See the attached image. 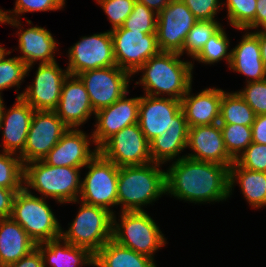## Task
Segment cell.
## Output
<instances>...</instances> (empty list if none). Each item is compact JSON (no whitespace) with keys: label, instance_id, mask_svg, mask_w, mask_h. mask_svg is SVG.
I'll use <instances>...</instances> for the list:
<instances>
[{"label":"cell","instance_id":"30bf717a","mask_svg":"<svg viewBox=\"0 0 266 267\" xmlns=\"http://www.w3.org/2000/svg\"><path fill=\"white\" fill-rule=\"evenodd\" d=\"M84 83L94 112L129 93L132 75L118 66L88 70L77 75Z\"/></svg>","mask_w":266,"mask_h":267},{"label":"cell","instance_id":"681fc988","mask_svg":"<svg viewBox=\"0 0 266 267\" xmlns=\"http://www.w3.org/2000/svg\"><path fill=\"white\" fill-rule=\"evenodd\" d=\"M12 51L6 50L2 45H0V62L6 57V55H10Z\"/></svg>","mask_w":266,"mask_h":267},{"label":"cell","instance_id":"5bb4252c","mask_svg":"<svg viewBox=\"0 0 266 267\" xmlns=\"http://www.w3.org/2000/svg\"><path fill=\"white\" fill-rule=\"evenodd\" d=\"M98 150L118 167L141 166L152 162L150 143L138 123L114 134Z\"/></svg>","mask_w":266,"mask_h":267},{"label":"cell","instance_id":"4dcf8cb0","mask_svg":"<svg viewBox=\"0 0 266 267\" xmlns=\"http://www.w3.org/2000/svg\"><path fill=\"white\" fill-rule=\"evenodd\" d=\"M221 27V23L217 20H198L189 31L180 55L183 56L186 53L194 61L205 43Z\"/></svg>","mask_w":266,"mask_h":267},{"label":"cell","instance_id":"9c48e42d","mask_svg":"<svg viewBox=\"0 0 266 267\" xmlns=\"http://www.w3.org/2000/svg\"><path fill=\"white\" fill-rule=\"evenodd\" d=\"M138 125L150 143L171 129H189L181 101L173 98L141 95Z\"/></svg>","mask_w":266,"mask_h":267},{"label":"cell","instance_id":"c3c4849f","mask_svg":"<svg viewBox=\"0 0 266 267\" xmlns=\"http://www.w3.org/2000/svg\"><path fill=\"white\" fill-rule=\"evenodd\" d=\"M254 33L259 37L261 58L266 68V29H259L254 31Z\"/></svg>","mask_w":266,"mask_h":267},{"label":"cell","instance_id":"8d00e7d4","mask_svg":"<svg viewBox=\"0 0 266 267\" xmlns=\"http://www.w3.org/2000/svg\"><path fill=\"white\" fill-rule=\"evenodd\" d=\"M27 72V65L17 56L7 58L0 62V96L2 91L12 87L20 88Z\"/></svg>","mask_w":266,"mask_h":267},{"label":"cell","instance_id":"f1b7e54d","mask_svg":"<svg viewBox=\"0 0 266 267\" xmlns=\"http://www.w3.org/2000/svg\"><path fill=\"white\" fill-rule=\"evenodd\" d=\"M188 132L189 129H171L153 139L150 142L152 162L167 164L186 157L185 154L182 156L179 154L187 147Z\"/></svg>","mask_w":266,"mask_h":267},{"label":"cell","instance_id":"1f68e13d","mask_svg":"<svg viewBox=\"0 0 266 267\" xmlns=\"http://www.w3.org/2000/svg\"><path fill=\"white\" fill-rule=\"evenodd\" d=\"M230 39L228 38L224 27L222 26L210 39L205 43L202 50L194 58L199 63L214 65L221 60H225L228 68L231 62V51L229 50ZM229 51V52H228Z\"/></svg>","mask_w":266,"mask_h":267},{"label":"cell","instance_id":"4316f807","mask_svg":"<svg viewBox=\"0 0 266 267\" xmlns=\"http://www.w3.org/2000/svg\"><path fill=\"white\" fill-rule=\"evenodd\" d=\"M236 184H239L242 195L252 208L266 206V172L242 168L234 161L229 167V196Z\"/></svg>","mask_w":266,"mask_h":267},{"label":"cell","instance_id":"60d3db41","mask_svg":"<svg viewBox=\"0 0 266 267\" xmlns=\"http://www.w3.org/2000/svg\"><path fill=\"white\" fill-rule=\"evenodd\" d=\"M256 115L266 114V79L250 82L237 91Z\"/></svg>","mask_w":266,"mask_h":267},{"label":"cell","instance_id":"3957f363","mask_svg":"<svg viewBox=\"0 0 266 267\" xmlns=\"http://www.w3.org/2000/svg\"><path fill=\"white\" fill-rule=\"evenodd\" d=\"M162 165L151 162L141 166L119 167L117 197L121 212L144 211L143 207L154 204L152 202L166 194Z\"/></svg>","mask_w":266,"mask_h":267},{"label":"cell","instance_id":"6da1fadb","mask_svg":"<svg viewBox=\"0 0 266 267\" xmlns=\"http://www.w3.org/2000/svg\"><path fill=\"white\" fill-rule=\"evenodd\" d=\"M166 195L184 202H223L229 196V167L187 157L173 161L165 171Z\"/></svg>","mask_w":266,"mask_h":267},{"label":"cell","instance_id":"277c9868","mask_svg":"<svg viewBox=\"0 0 266 267\" xmlns=\"http://www.w3.org/2000/svg\"><path fill=\"white\" fill-rule=\"evenodd\" d=\"M82 168L48 165L43 160L24 164L23 188L37 191L40 197L52 198L60 204L79 199ZM31 187V188H30Z\"/></svg>","mask_w":266,"mask_h":267},{"label":"cell","instance_id":"4fadbf2b","mask_svg":"<svg viewBox=\"0 0 266 267\" xmlns=\"http://www.w3.org/2000/svg\"><path fill=\"white\" fill-rule=\"evenodd\" d=\"M67 130L55 111L35 110L24 150L19 154L22 163L43 160Z\"/></svg>","mask_w":266,"mask_h":267},{"label":"cell","instance_id":"9a60e30c","mask_svg":"<svg viewBox=\"0 0 266 267\" xmlns=\"http://www.w3.org/2000/svg\"><path fill=\"white\" fill-rule=\"evenodd\" d=\"M198 19L182 0H171L157 18V44L160 52L181 53L187 35Z\"/></svg>","mask_w":266,"mask_h":267},{"label":"cell","instance_id":"d6a6232c","mask_svg":"<svg viewBox=\"0 0 266 267\" xmlns=\"http://www.w3.org/2000/svg\"><path fill=\"white\" fill-rule=\"evenodd\" d=\"M220 128L227 153L235 161L252 143L251 126L220 124Z\"/></svg>","mask_w":266,"mask_h":267},{"label":"cell","instance_id":"bcb514c9","mask_svg":"<svg viewBox=\"0 0 266 267\" xmlns=\"http://www.w3.org/2000/svg\"><path fill=\"white\" fill-rule=\"evenodd\" d=\"M259 28L266 29V0L256 1L255 19L244 30L256 31Z\"/></svg>","mask_w":266,"mask_h":267},{"label":"cell","instance_id":"ab89813d","mask_svg":"<svg viewBox=\"0 0 266 267\" xmlns=\"http://www.w3.org/2000/svg\"><path fill=\"white\" fill-rule=\"evenodd\" d=\"M235 162L245 169L266 172V145L252 142Z\"/></svg>","mask_w":266,"mask_h":267},{"label":"cell","instance_id":"ffe728a7","mask_svg":"<svg viewBox=\"0 0 266 267\" xmlns=\"http://www.w3.org/2000/svg\"><path fill=\"white\" fill-rule=\"evenodd\" d=\"M54 111L71 129H79L92 114L95 116L86 87L78 76L68 75L64 80Z\"/></svg>","mask_w":266,"mask_h":267},{"label":"cell","instance_id":"8992f818","mask_svg":"<svg viewBox=\"0 0 266 267\" xmlns=\"http://www.w3.org/2000/svg\"><path fill=\"white\" fill-rule=\"evenodd\" d=\"M71 203H79V211L71 224L68 223L70 227L61 230V237L70 244L88 249L95 255L112 239L113 214L105 208L80 200Z\"/></svg>","mask_w":266,"mask_h":267},{"label":"cell","instance_id":"f546056e","mask_svg":"<svg viewBox=\"0 0 266 267\" xmlns=\"http://www.w3.org/2000/svg\"><path fill=\"white\" fill-rule=\"evenodd\" d=\"M256 118L253 109L235 92H224L220 104L219 124L252 126Z\"/></svg>","mask_w":266,"mask_h":267},{"label":"cell","instance_id":"ac0fdd59","mask_svg":"<svg viewBox=\"0 0 266 267\" xmlns=\"http://www.w3.org/2000/svg\"><path fill=\"white\" fill-rule=\"evenodd\" d=\"M127 95L95 113V128L92 130L95 148L99 149L123 128L138 123L140 96L127 98Z\"/></svg>","mask_w":266,"mask_h":267},{"label":"cell","instance_id":"5b68a950","mask_svg":"<svg viewBox=\"0 0 266 267\" xmlns=\"http://www.w3.org/2000/svg\"><path fill=\"white\" fill-rule=\"evenodd\" d=\"M147 211L113 214L112 239L118 244L154 259L158 249L166 245V237Z\"/></svg>","mask_w":266,"mask_h":267},{"label":"cell","instance_id":"f35d334b","mask_svg":"<svg viewBox=\"0 0 266 267\" xmlns=\"http://www.w3.org/2000/svg\"><path fill=\"white\" fill-rule=\"evenodd\" d=\"M135 2V0H96L111 23L110 31L123 26L124 21L131 14Z\"/></svg>","mask_w":266,"mask_h":267},{"label":"cell","instance_id":"7402d4cb","mask_svg":"<svg viewBox=\"0 0 266 267\" xmlns=\"http://www.w3.org/2000/svg\"><path fill=\"white\" fill-rule=\"evenodd\" d=\"M192 85L182 97L181 109L189 128L219 123L222 89L209 87L191 94Z\"/></svg>","mask_w":266,"mask_h":267},{"label":"cell","instance_id":"603a6c76","mask_svg":"<svg viewBox=\"0 0 266 267\" xmlns=\"http://www.w3.org/2000/svg\"><path fill=\"white\" fill-rule=\"evenodd\" d=\"M34 112L35 110L22 98H16L10 109L4 108L0 122L2 151L19 155L24 150Z\"/></svg>","mask_w":266,"mask_h":267},{"label":"cell","instance_id":"d6986e66","mask_svg":"<svg viewBox=\"0 0 266 267\" xmlns=\"http://www.w3.org/2000/svg\"><path fill=\"white\" fill-rule=\"evenodd\" d=\"M91 143L94 144L92 132L89 136L81 129L69 128L43 161L56 167L84 168L99 153L97 148L91 150Z\"/></svg>","mask_w":266,"mask_h":267},{"label":"cell","instance_id":"d4e9b609","mask_svg":"<svg viewBox=\"0 0 266 267\" xmlns=\"http://www.w3.org/2000/svg\"><path fill=\"white\" fill-rule=\"evenodd\" d=\"M36 243L11 217L0 218V267H7L29 254Z\"/></svg>","mask_w":266,"mask_h":267},{"label":"cell","instance_id":"7a4b0ae2","mask_svg":"<svg viewBox=\"0 0 266 267\" xmlns=\"http://www.w3.org/2000/svg\"><path fill=\"white\" fill-rule=\"evenodd\" d=\"M180 57L179 53L159 52L133 74L142 72L135 84L143 86L145 95L181 100L192 85L194 64Z\"/></svg>","mask_w":266,"mask_h":267},{"label":"cell","instance_id":"ba28073f","mask_svg":"<svg viewBox=\"0 0 266 267\" xmlns=\"http://www.w3.org/2000/svg\"><path fill=\"white\" fill-rule=\"evenodd\" d=\"M84 168L88 170L81 180L80 201L99 206L115 214L118 206L117 186L119 167L98 153Z\"/></svg>","mask_w":266,"mask_h":267},{"label":"cell","instance_id":"7dc6e473","mask_svg":"<svg viewBox=\"0 0 266 267\" xmlns=\"http://www.w3.org/2000/svg\"><path fill=\"white\" fill-rule=\"evenodd\" d=\"M137 2L143 3L146 5L149 9L153 10L157 14L165 7L167 6L171 0H135Z\"/></svg>","mask_w":266,"mask_h":267},{"label":"cell","instance_id":"f907efd6","mask_svg":"<svg viewBox=\"0 0 266 267\" xmlns=\"http://www.w3.org/2000/svg\"><path fill=\"white\" fill-rule=\"evenodd\" d=\"M4 105H5V104H4L3 97L0 96V122H1V120H2V115H3L4 108H5Z\"/></svg>","mask_w":266,"mask_h":267},{"label":"cell","instance_id":"b9f144b4","mask_svg":"<svg viewBox=\"0 0 266 267\" xmlns=\"http://www.w3.org/2000/svg\"><path fill=\"white\" fill-rule=\"evenodd\" d=\"M198 20H217L223 0H182ZM221 1V2H220Z\"/></svg>","mask_w":266,"mask_h":267},{"label":"cell","instance_id":"484cf974","mask_svg":"<svg viewBox=\"0 0 266 267\" xmlns=\"http://www.w3.org/2000/svg\"><path fill=\"white\" fill-rule=\"evenodd\" d=\"M36 247L43 257L44 267H94V254L88 249L70 244L62 237L36 244Z\"/></svg>","mask_w":266,"mask_h":267},{"label":"cell","instance_id":"ee69618b","mask_svg":"<svg viewBox=\"0 0 266 267\" xmlns=\"http://www.w3.org/2000/svg\"><path fill=\"white\" fill-rule=\"evenodd\" d=\"M251 129L252 142L266 145V114L256 115Z\"/></svg>","mask_w":266,"mask_h":267},{"label":"cell","instance_id":"f6af8a7d","mask_svg":"<svg viewBox=\"0 0 266 267\" xmlns=\"http://www.w3.org/2000/svg\"><path fill=\"white\" fill-rule=\"evenodd\" d=\"M7 267H44L43 257L36 247L29 254Z\"/></svg>","mask_w":266,"mask_h":267},{"label":"cell","instance_id":"836d02e7","mask_svg":"<svg viewBox=\"0 0 266 267\" xmlns=\"http://www.w3.org/2000/svg\"><path fill=\"white\" fill-rule=\"evenodd\" d=\"M24 164L19 155L0 153V187L23 189Z\"/></svg>","mask_w":266,"mask_h":267},{"label":"cell","instance_id":"d590c367","mask_svg":"<svg viewBox=\"0 0 266 267\" xmlns=\"http://www.w3.org/2000/svg\"><path fill=\"white\" fill-rule=\"evenodd\" d=\"M158 14L140 2H135L131 14L123 24L124 29L147 34L156 33Z\"/></svg>","mask_w":266,"mask_h":267},{"label":"cell","instance_id":"e0dca14e","mask_svg":"<svg viewBox=\"0 0 266 267\" xmlns=\"http://www.w3.org/2000/svg\"><path fill=\"white\" fill-rule=\"evenodd\" d=\"M10 24L18 28V49L22 55L17 56L27 65L26 76L29 75L38 61L39 64L55 62L56 51L59 50L57 41L52 33L40 26H32L24 29L21 20L3 19V24Z\"/></svg>","mask_w":266,"mask_h":267},{"label":"cell","instance_id":"8fae6325","mask_svg":"<svg viewBox=\"0 0 266 267\" xmlns=\"http://www.w3.org/2000/svg\"><path fill=\"white\" fill-rule=\"evenodd\" d=\"M113 40L116 66L133 74L160 50L157 33L147 34L123 27L110 31Z\"/></svg>","mask_w":266,"mask_h":267},{"label":"cell","instance_id":"74e56055","mask_svg":"<svg viewBox=\"0 0 266 267\" xmlns=\"http://www.w3.org/2000/svg\"><path fill=\"white\" fill-rule=\"evenodd\" d=\"M66 0H16L12 10H2L3 19L20 20L28 12L57 11L64 8Z\"/></svg>","mask_w":266,"mask_h":267},{"label":"cell","instance_id":"44dd1931","mask_svg":"<svg viewBox=\"0 0 266 267\" xmlns=\"http://www.w3.org/2000/svg\"><path fill=\"white\" fill-rule=\"evenodd\" d=\"M186 157L196 161L214 162L230 167L234 160L228 155L220 124L190 127Z\"/></svg>","mask_w":266,"mask_h":267},{"label":"cell","instance_id":"52a82bcc","mask_svg":"<svg viewBox=\"0 0 266 267\" xmlns=\"http://www.w3.org/2000/svg\"><path fill=\"white\" fill-rule=\"evenodd\" d=\"M24 188L16 193L11 218L19 223L36 243L61 237V224L45 198L33 195Z\"/></svg>","mask_w":266,"mask_h":267},{"label":"cell","instance_id":"7bdbcfd3","mask_svg":"<svg viewBox=\"0 0 266 267\" xmlns=\"http://www.w3.org/2000/svg\"><path fill=\"white\" fill-rule=\"evenodd\" d=\"M22 189H8L0 187V218L11 216L13 201L16 193Z\"/></svg>","mask_w":266,"mask_h":267},{"label":"cell","instance_id":"e575fe53","mask_svg":"<svg viewBox=\"0 0 266 267\" xmlns=\"http://www.w3.org/2000/svg\"><path fill=\"white\" fill-rule=\"evenodd\" d=\"M257 0H226L227 20L237 30H244L254 19Z\"/></svg>","mask_w":266,"mask_h":267},{"label":"cell","instance_id":"2e32d148","mask_svg":"<svg viewBox=\"0 0 266 267\" xmlns=\"http://www.w3.org/2000/svg\"><path fill=\"white\" fill-rule=\"evenodd\" d=\"M32 83L22 93L16 89V98H22L34 110L54 111L57 108L62 85L69 75L57 61L38 64Z\"/></svg>","mask_w":266,"mask_h":267},{"label":"cell","instance_id":"83f0119b","mask_svg":"<svg viewBox=\"0 0 266 267\" xmlns=\"http://www.w3.org/2000/svg\"><path fill=\"white\" fill-rule=\"evenodd\" d=\"M154 260L110 239L94 255V267H157Z\"/></svg>","mask_w":266,"mask_h":267},{"label":"cell","instance_id":"816d5d0a","mask_svg":"<svg viewBox=\"0 0 266 267\" xmlns=\"http://www.w3.org/2000/svg\"><path fill=\"white\" fill-rule=\"evenodd\" d=\"M0 24H3L2 9L0 8Z\"/></svg>","mask_w":266,"mask_h":267},{"label":"cell","instance_id":"7c38bea8","mask_svg":"<svg viewBox=\"0 0 266 267\" xmlns=\"http://www.w3.org/2000/svg\"><path fill=\"white\" fill-rule=\"evenodd\" d=\"M69 75L99 68L116 66L113 40L110 30L90 36H83L68 49Z\"/></svg>","mask_w":266,"mask_h":267},{"label":"cell","instance_id":"cb8c5ba5","mask_svg":"<svg viewBox=\"0 0 266 267\" xmlns=\"http://www.w3.org/2000/svg\"><path fill=\"white\" fill-rule=\"evenodd\" d=\"M242 35V39L232 49L229 68L233 72L246 76V82H256L266 79V68L261 58L259 37L254 32Z\"/></svg>","mask_w":266,"mask_h":267}]
</instances>
